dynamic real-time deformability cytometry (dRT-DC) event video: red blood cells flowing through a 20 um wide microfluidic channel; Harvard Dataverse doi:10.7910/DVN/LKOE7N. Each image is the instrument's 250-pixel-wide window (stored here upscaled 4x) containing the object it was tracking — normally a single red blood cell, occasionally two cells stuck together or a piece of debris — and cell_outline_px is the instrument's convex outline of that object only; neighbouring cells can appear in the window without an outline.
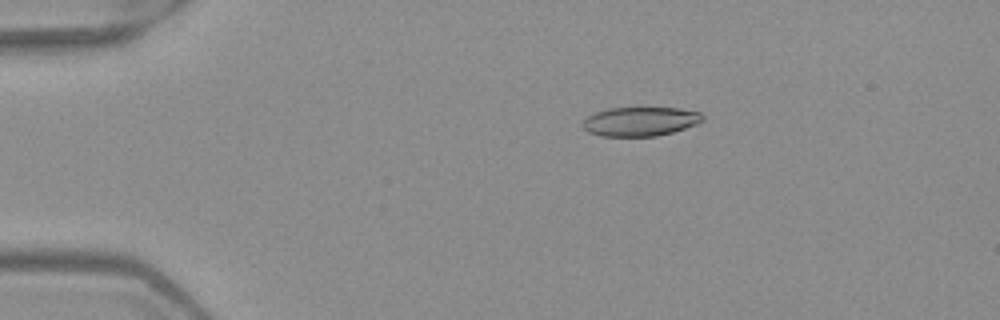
{"species": "Egyptian fruit bat (a non-hibernating species)", "species_latin": "Rousettus aegyptiacus", "temperature_condition": "warm", "stored_images_in_passage": 7, "camera_frame_rate_fps": 3000, "um_per_image_px": 0.085, "frame": {"image": 1, "passage_image": 3, "time_ms": 0.667, "image_size_px": [1000, 320], "cell_outline_px": [[704, 120], [696, 124], [672, 132], [656, 136], [600, 136], [588, 132], [580, 124], [588, 116], [596, 112], [608, 108], [680, 108], [700, 112], [704, 116]], "centroid_in_image_um": [54.41, 10.32], "position_along_channel_um": 30.6, "area_um2": 20.35}}
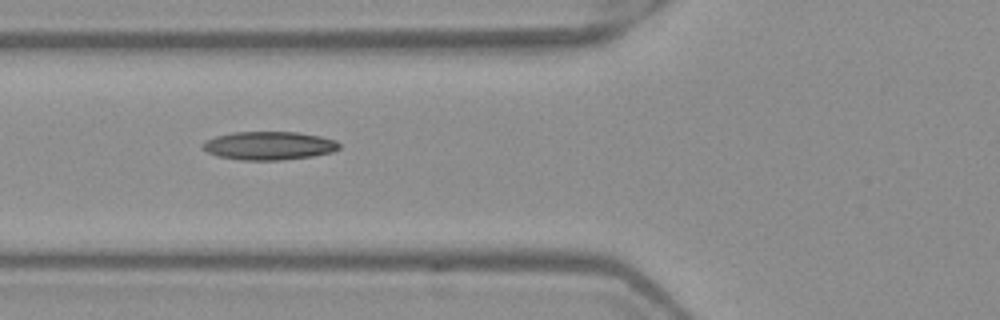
{"frame": {"image": 2, "passage_image": 6, "time_ms": 1.667, "image_size_px": [1000, 320], "cell_outline_px": [[340, 148], [332, 152], [312, 156], [280, 160], [240, 160], [216, 156], [208, 152], [200, 144], [204, 140], [216, 136], [232, 132], [296, 132], [320, 136], [336, 140], [340, 144]], "centroid_in_image_um": [22.84, 12.38], "position_along_channel_um": 103.0, "area_um2": 22.66}}
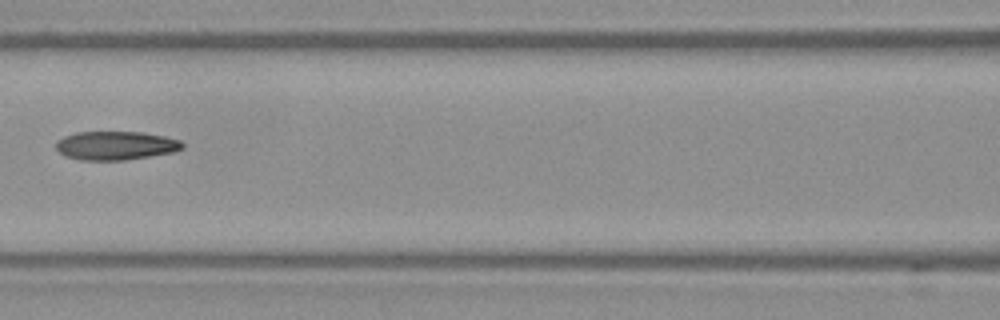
{"frame": {"image": 3, "passage_image": 7, "time_ms": 2.0, "image_size_px": [1000, 320], "cell_outline_px": [[184, 148], [172, 152], [124, 160], [80, 160], [68, 156], [60, 152], [56, 148], [56, 140], [64, 136], [76, 132], [144, 132], [164, 136], [180, 140], [184, 144]], "centroid_in_image_um": [9.84, 12.36], "position_along_channel_um": 156.8, "area_um2": 21.04}}